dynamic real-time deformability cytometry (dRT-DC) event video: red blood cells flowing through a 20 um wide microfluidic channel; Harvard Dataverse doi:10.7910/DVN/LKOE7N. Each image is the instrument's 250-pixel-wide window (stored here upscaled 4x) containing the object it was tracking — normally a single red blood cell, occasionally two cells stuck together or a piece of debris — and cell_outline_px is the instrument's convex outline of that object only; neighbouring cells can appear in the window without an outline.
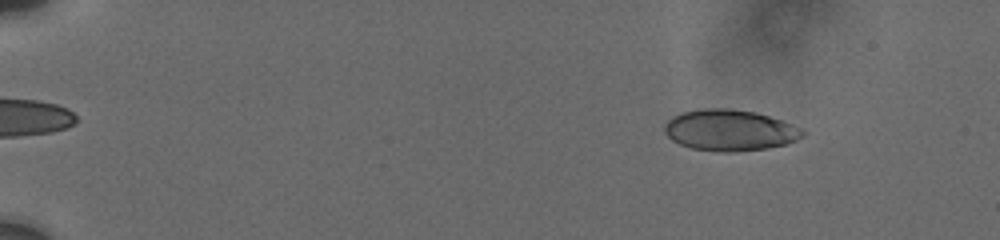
{"species": "human", "species_latin": "Homo sapiens", "temperature_condition": "cold", "stored_images_in_passage": 60, "camera_frame_rate_fps": 3000, "um_per_image_px": 0.085, "donor": {"sex": "male"}, "frame": {"image": 1, "passage_image": 8, "time_ms": 2.333, "image_size_px": [1000, 240], "cell_outline_px": [[804, 136], [796, 140], [784, 144], [768, 148], [736, 152], [720, 152], [692, 148], [680, 144], [672, 140], [664, 132], [664, 124], [672, 116], [680, 112], [700, 108], [728, 108], [756, 112], [792, 124], [800, 128], [804, 132]], "centroid_in_image_um": [61.99, 11.06], "position_along_channel_um": 23.0, "area_um2": 33.23}}
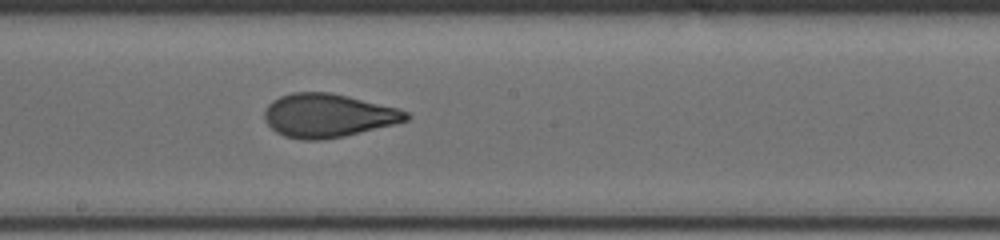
{"frame": {"image": 2, "passage_image": 35, "time_ms": 11.0, "image_size_px": [1000, 240], "cell_outline_px": [[412, 116], [408, 120], [344, 136], [324, 140], [304, 140], [284, 136], [276, 132], [264, 120], [264, 108], [272, 100], [280, 96], [292, 92], [328, 92], [348, 96], [396, 108], [408, 112]], "centroid_in_image_um": [27.83, 9.82], "position_along_channel_um": 220.4, "area_um2": 35.84}}
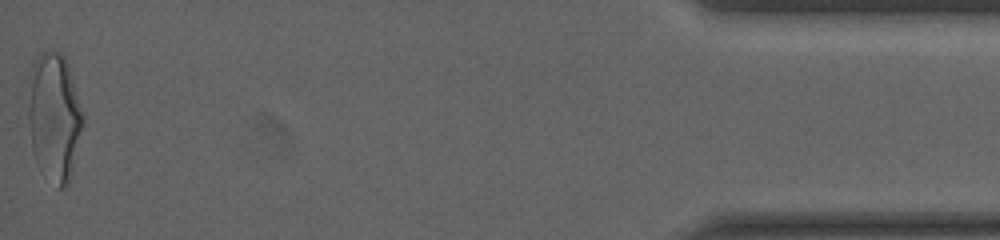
{"frame": {"image": 3, "passage_image": 60, "time_ms": 18.667, "image_size_px": [1000, 240], "cell_outline_px": [[84, 120], [68, 184], [60, 188], [36, 160], [32, 148], [28, 120], [28, 108], [32, 64], [40, 52], [56, 52], [68, 64], [84, 116]], "centroid_in_image_um": [4.61, 9.89], "position_along_channel_um": 430.6, "area_um2": 39.54}, "authors_computed_cell_mechanics": {"area_um2": 35.3158, "velocity_mm_per_s": 3.7668, "shape_relaxation_time_tau1_ms": 5.6247, "shape_relaxation_time_tau2_ms": 0.8518, "deformation_change_tau1": 0.1649, "deformation_change_tau2": 0.0635}}